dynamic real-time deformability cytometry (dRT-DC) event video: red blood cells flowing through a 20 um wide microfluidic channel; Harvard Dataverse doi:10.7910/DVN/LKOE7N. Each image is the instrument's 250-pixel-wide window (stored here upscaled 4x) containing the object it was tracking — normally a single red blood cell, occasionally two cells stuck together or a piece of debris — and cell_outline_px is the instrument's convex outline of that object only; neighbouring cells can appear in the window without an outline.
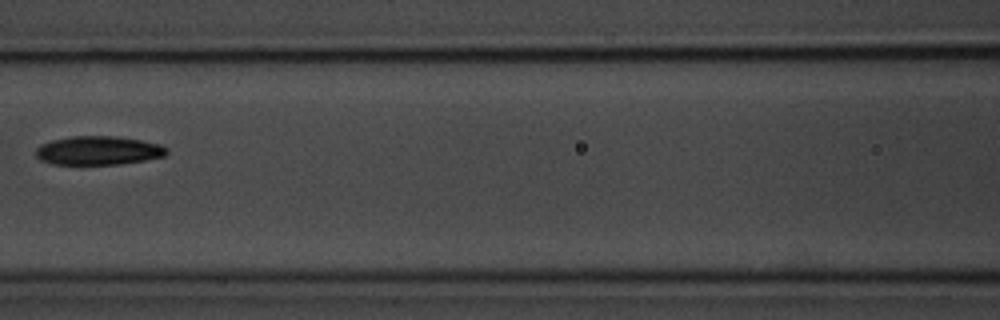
{"species": "common noctule bat (a hibernating species)", "species_latin": "Nyctalus noctula", "temperature_condition": "room temperature", "stored_images_in_passage": 7, "camera_frame_rate_fps": 3000, "um_per_image_px": 0.085, "animal": {"sex": "male", "body_mass_g": 20.1, "forearm_length_mm": 53.5}, "frame": {"image": 1, "passage_image": 6, "time_ms": 5.667, "image_size_px": [1000, 320], "cell_outline_px": [[168, 152], [164, 156], [144, 160], [120, 164], [52, 164], [40, 160], [36, 156], [36, 148], [40, 144], [52, 140], [72, 136], [120, 136], [160, 144], [168, 148]], "centroid_in_image_um": [8.35, 12.79], "position_along_channel_um": 158.2, "area_um2": 22.02}}
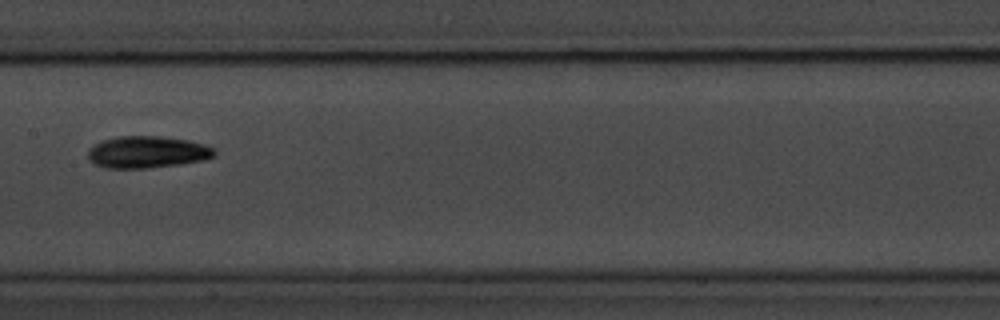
{"frame": {"image": 2, "passage_image": 7, "time_ms": 6.667, "image_size_px": [1000, 320], "cell_outline_px": [[216, 152], [212, 156], [204, 160], [180, 164], [144, 168], [104, 168], [88, 160], [88, 148], [92, 144], [104, 140], [120, 136], [160, 136], [188, 140], [204, 144], [216, 148]], "centroid_in_image_um": [12.49, 12.92], "position_along_channel_um": 194.9, "area_um2": 23.58}}